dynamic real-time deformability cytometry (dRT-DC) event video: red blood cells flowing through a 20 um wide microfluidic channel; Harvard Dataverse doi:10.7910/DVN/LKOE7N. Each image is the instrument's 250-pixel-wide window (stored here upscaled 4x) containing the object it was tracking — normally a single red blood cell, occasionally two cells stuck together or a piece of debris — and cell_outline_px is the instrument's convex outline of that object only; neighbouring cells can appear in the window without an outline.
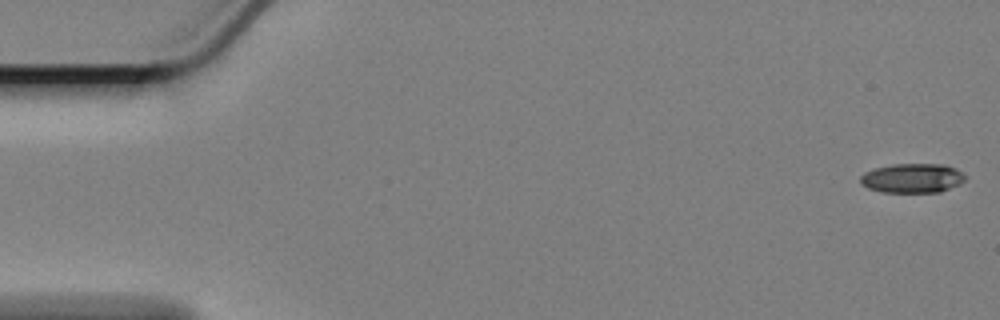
{"species": "Egyptian fruit bat (a non-hibernating species)", "species_latin": "Rousettus aegyptiacus", "temperature_condition": "cold", "stored_images_in_passage": 36, "camera_frame_rate_fps": 3000, "um_per_image_px": 0.085, "animal": {"sex": "female"}, "frame": {"image": 1, "passage_image": 1, "time_ms": 0.0, "image_size_px": [1000, 320], "cell_outline_px": [[964, 180], [960, 184], [940, 192], [884, 192], [868, 188], [860, 184], [860, 176], [864, 172], [872, 168], [892, 164], [944, 164], [956, 168], [964, 176]], "centroid_in_image_um": [77.51, 15.13], "position_along_channel_um": 7.5, "area_um2": 18.03}}
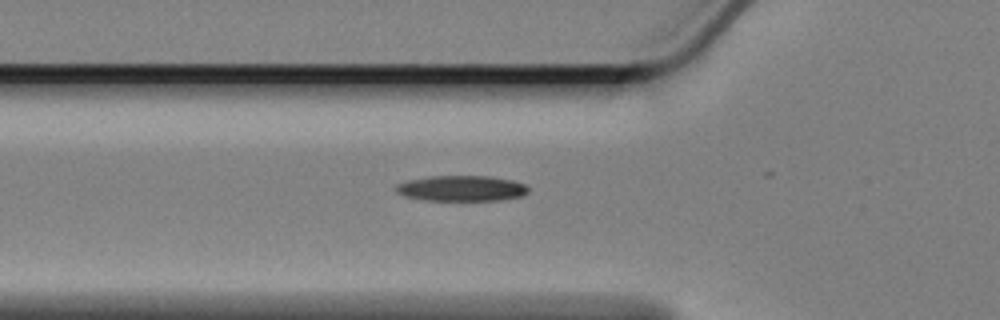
{"frame": {"image": 2, "passage_image": 20, "time_ms": 6.333, "image_size_px": [1000, 320], "cell_outline_px": [[528, 192], [520, 196], [500, 200], [424, 200], [404, 196], [396, 192], [396, 184], [408, 180], [432, 176], [492, 176], [512, 180], [524, 184], [528, 188]], "centroid_in_image_um": [39.21, 16.0], "position_along_channel_um": 86.6, "area_um2": 19.65}}
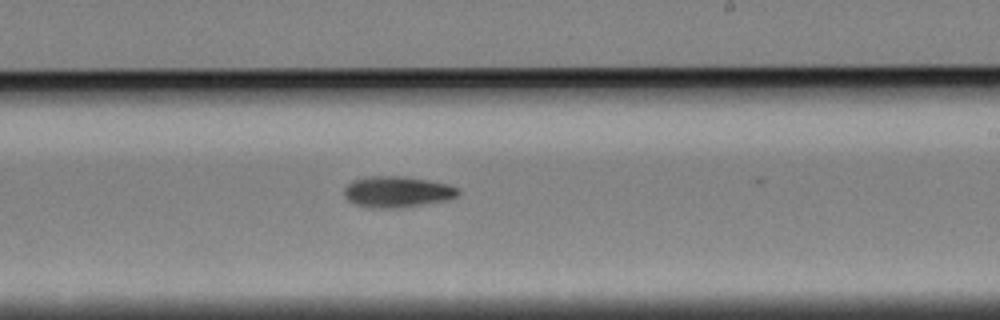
{"frame": {"image": 3, "passage_image": 35, "time_ms": 11.333, "image_size_px": [1000, 320], "cell_outline_px": [[460, 192], [456, 196], [448, 200], [400, 208], [376, 208], [352, 204], [344, 196], [344, 188], [352, 180], [372, 176], [404, 176], [428, 180], [448, 184], [456, 188]], "centroid_in_image_um": [33.74, 16.31], "position_along_channel_um": 255.3, "area_um2": 20.69}}